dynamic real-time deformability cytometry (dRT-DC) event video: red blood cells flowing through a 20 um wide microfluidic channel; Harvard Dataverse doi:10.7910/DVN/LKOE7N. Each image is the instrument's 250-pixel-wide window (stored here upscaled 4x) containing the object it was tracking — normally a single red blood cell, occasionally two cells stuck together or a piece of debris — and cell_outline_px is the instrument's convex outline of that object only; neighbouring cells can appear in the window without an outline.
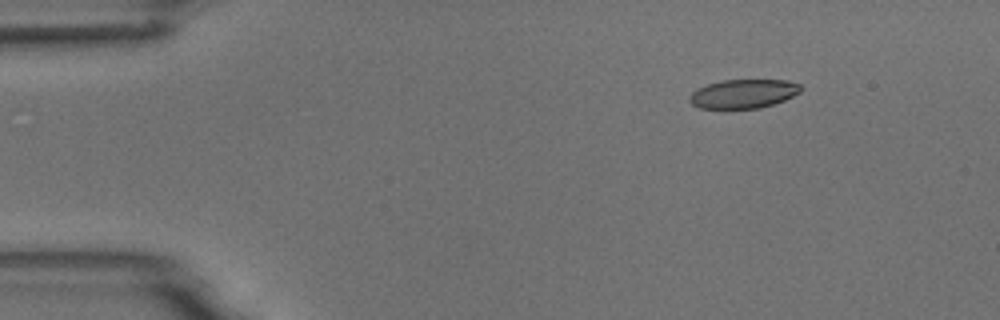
{"species": "common noctule bat (a hibernating species)", "species_latin": "Nyctalus noctula", "temperature_condition": "room temperature", "stored_images_in_passage": 6, "camera_frame_rate_fps": 3000, "um_per_image_px": 0.085, "animal": {"sex": "male", "body_mass_g": 18.8}, "frame": {"image": 1, "passage_image": 1, "time_ms": 0.0, "image_size_px": [1000, 320], "cell_outline_px": [[804, 88], [800, 92], [784, 100], [760, 108], [700, 108], [692, 104], [688, 100], [688, 96], [692, 92], [708, 84], [724, 80], [788, 80], [800, 84]], "centroid_in_image_um": [63.21, 7.96], "position_along_channel_um": 21.8, "area_um2": 18.67}}
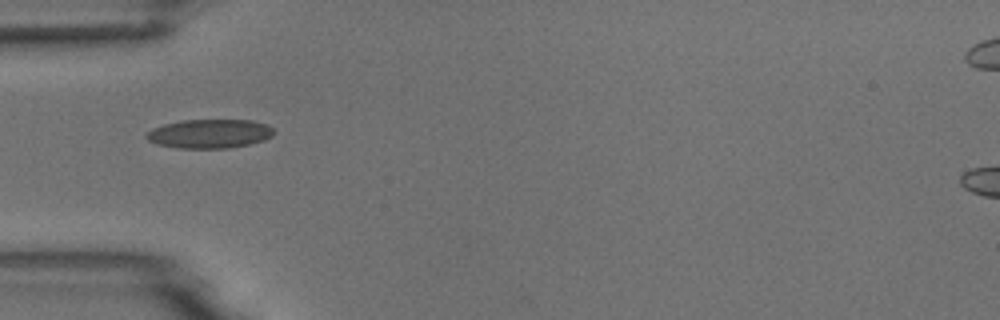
{"frame": {"image": 2, "passage_image": 4, "time_ms": 3.333, "image_size_px": [1000, 320], "cell_outline_px": [[276, 132], [272, 136], [264, 140], [248, 144], [228, 148], [180, 148], [156, 144], [148, 140], [144, 136], [152, 128], [164, 124], [184, 120], [252, 120], [268, 124]], "centroid_in_image_um": [17.83, 11.36], "position_along_channel_um": 67.2, "area_um2": 21.56}}